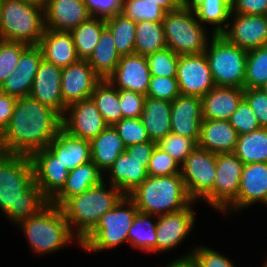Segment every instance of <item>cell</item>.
Returning a JSON list of instances; mask_svg holds the SVG:
<instances>
[{"instance_id": "35", "label": "cell", "mask_w": 267, "mask_h": 267, "mask_svg": "<svg viewBox=\"0 0 267 267\" xmlns=\"http://www.w3.org/2000/svg\"><path fill=\"white\" fill-rule=\"evenodd\" d=\"M235 155L244 163H267V128L238 136Z\"/></svg>"}, {"instance_id": "36", "label": "cell", "mask_w": 267, "mask_h": 267, "mask_svg": "<svg viewBox=\"0 0 267 267\" xmlns=\"http://www.w3.org/2000/svg\"><path fill=\"white\" fill-rule=\"evenodd\" d=\"M105 27V18L91 17L70 31L80 59L87 60L90 57Z\"/></svg>"}, {"instance_id": "12", "label": "cell", "mask_w": 267, "mask_h": 267, "mask_svg": "<svg viewBox=\"0 0 267 267\" xmlns=\"http://www.w3.org/2000/svg\"><path fill=\"white\" fill-rule=\"evenodd\" d=\"M244 163L234 152L216 154L213 208L222 213L238 196Z\"/></svg>"}, {"instance_id": "43", "label": "cell", "mask_w": 267, "mask_h": 267, "mask_svg": "<svg viewBox=\"0 0 267 267\" xmlns=\"http://www.w3.org/2000/svg\"><path fill=\"white\" fill-rule=\"evenodd\" d=\"M157 145L172 156L180 165L194 151L198 143L188 137L169 133Z\"/></svg>"}, {"instance_id": "31", "label": "cell", "mask_w": 267, "mask_h": 267, "mask_svg": "<svg viewBox=\"0 0 267 267\" xmlns=\"http://www.w3.org/2000/svg\"><path fill=\"white\" fill-rule=\"evenodd\" d=\"M90 143L92 162L104 174L126 149L123 140L112 125H108Z\"/></svg>"}, {"instance_id": "41", "label": "cell", "mask_w": 267, "mask_h": 267, "mask_svg": "<svg viewBox=\"0 0 267 267\" xmlns=\"http://www.w3.org/2000/svg\"><path fill=\"white\" fill-rule=\"evenodd\" d=\"M120 13L137 23L162 22L167 12L154 0H123Z\"/></svg>"}, {"instance_id": "53", "label": "cell", "mask_w": 267, "mask_h": 267, "mask_svg": "<svg viewBox=\"0 0 267 267\" xmlns=\"http://www.w3.org/2000/svg\"><path fill=\"white\" fill-rule=\"evenodd\" d=\"M231 13L267 16V0H231Z\"/></svg>"}, {"instance_id": "15", "label": "cell", "mask_w": 267, "mask_h": 267, "mask_svg": "<svg viewBox=\"0 0 267 267\" xmlns=\"http://www.w3.org/2000/svg\"><path fill=\"white\" fill-rule=\"evenodd\" d=\"M227 29L221 34L230 43L245 50L267 45L266 15H230Z\"/></svg>"}, {"instance_id": "16", "label": "cell", "mask_w": 267, "mask_h": 267, "mask_svg": "<svg viewBox=\"0 0 267 267\" xmlns=\"http://www.w3.org/2000/svg\"><path fill=\"white\" fill-rule=\"evenodd\" d=\"M267 201V163L244 164L237 198L223 211H241Z\"/></svg>"}, {"instance_id": "58", "label": "cell", "mask_w": 267, "mask_h": 267, "mask_svg": "<svg viewBox=\"0 0 267 267\" xmlns=\"http://www.w3.org/2000/svg\"><path fill=\"white\" fill-rule=\"evenodd\" d=\"M263 92L267 95V83H265L263 86L260 87Z\"/></svg>"}, {"instance_id": "3", "label": "cell", "mask_w": 267, "mask_h": 267, "mask_svg": "<svg viewBox=\"0 0 267 267\" xmlns=\"http://www.w3.org/2000/svg\"><path fill=\"white\" fill-rule=\"evenodd\" d=\"M106 186L104 180L100 185L69 198L61 206L78 244L95 228L101 216L113 209L124 196L112 184L109 185L110 189Z\"/></svg>"}, {"instance_id": "23", "label": "cell", "mask_w": 267, "mask_h": 267, "mask_svg": "<svg viewBox=\"0 0 267 267\" xmlns=\"http://www.w3.org/2000/svg\"><path fill=\"white\" fill-rule=\"evenodd\" d=\"M42 59L38 45H28L21 53L17 69L0 85V92L16 98L29 96Z\"/></svg>"}, {"instance_id": "54", "label": "cell", "mask_w": 267, "mask_h": 267, "mask_svg": "<svg viewBox=\"0 0 267 267\" xmlns=\"http://www.w3.org/2000/svg\"><path fill=\"white\" fill-rule=\"evenodd\" d=\"M16 102V97L0 92V135L4 132L10 122Z\"/></svg>"}, {"instance_id": "9", "label": "cell", "mask_w": 267, "mask_h": 267, "mask_svg": "<svg viewBox=\"0 0 267 267\" xmlns=\"http://www.w3.org/2000/svg\"><path fill=\"white\" fill-rule=\"evenodd\" d=\"M204 51L216 86L244 89L248 50L230 43L223 35L210 36Z\"/></svg>"}, {"instance_id": "4", "label": "cell", "mask_w": 267, "mask_h": 267, "mask_svg": "<svg viewBox=\"0 0 267 267\" xmlns=\"http://www.w3.org/2000/svg\"><path fill=\"white\" fill-rule=\"evenodd\" d=\"M128 196L139 212L165 215L187 208L194 201L188 195L181 174L148 176Z\"/></svg>"}, {"instance_id": "45", "label": "cell", "mask_w": 267, "mask_h": 267, "mask_svg": "<svg viewBox=\"0 0 267 267\" xmlns=\"http://www.w3.org/2000/svg\"><path fill=\"white\" fill-rule=\"evenodd\" d=\"M113 126L126 147L151 141L140 118H122Z\"/></svg>"}, {"instance_id": "8", "label": "cell", "mask_w": 267, "mask_h": 267, "mask_svg": "<svg viewBox=\"0 0 267 267\" xmlns=\"http://www.w3.org/2000/svg\"><path fill=\"white\" fill-rule=\"evenodd\" d=\"M162 23L167 47L179 56L200 54L207 49L210 41L207 29L187 2L179 9L166 13Z\"/></svg>"}, {"instance_id": "50", "label": "cell", "mask_w": 267, "mask_h": 267, "mask_svg": "<svg viewBox=\"0 0 267 267\" xmlns=\"http://www.w3.org/2000/svg\"><path fill=\"white\" fill-rule=\"evenodd\" d=\"M146 95L119 89V104L123 118H140Z\"/></svg>"}, {"instance_id": "10", "label": "cell", "mask_w": 267, "mask_h": 267, "mask_svg": "<svg viewBox=\"0 0 267 267\" xmlns=\"http://www.w3.org/2000/svg\"><path fill=\"white\" fill-rule=\"evenodd\" d=\"M157 142L146 141L126 147L107 170L110 184L128 195L147 177V167Z\"/></svg>"}, {"instance_id": "56", "label": "cell", "mask_w": 267, "mask_h": 267, "mask_svg": "<svg viewBox=\"0 0 267 267\" xmlns=\"http://www.w3.org/2000/svg\"><path fill=\"white\" fill-rule=\"evenodd\" d=\"M156 4L162 7L167 13L182 7L187 0H154Z\"/></svg>"}, {"instance_id": "38", "label": "cell", "mask_w": 267, "mask_h": 267, "mask_svg": "<svg viewBox=\"0 0 267 267\" xmlns=\"http://www.w3.org/2000/svg\"><path fill=\"white\" fill-rule=\"evenodd\" d=\"M135 34L136 54L147 56L167 47L162 22H137Z\"/></svg>"}, {"instance_id": "49", "label": "cell", "mask_w": 267, "mask_h": 267, "mask_svg": "<svg viewBox=\"0 0 267 267\" xmlns=\"http://www.w3.org/2000/svg\"><path fill=\"white\" fill-rule=\"evenodd\" d=\"M191 255L199 267H235L234 263L225 255L205 246H197Z\"/></svg>"}, {"instance_id": "30", "label": "cell", "mask_w": 267, "mask_h": 267, "mask_svg": "<svg viewBox=\"0 0 267 267\" xmlns=\"http://www.w3.org/2000/svg\"><path fill=\"white\" fill-rule=\"evenodd\" d=\"M140 119L150 140L158 143L171 133V102L146 96Z\"/></svg>"}, {"instance_id": "13", "label": "cell", "mask_w": 267, "mask_h": 267, "mask_svg": "<svg viewBox=\"0 0 267 267\" xmlns=\"http://www.w3.org/2000/svg\"><path fill=\"white\" fill-rule=\"evenodd\" d=\"M176 79L182 95L202 98L215 86L205 53L179 56Z\"/></svg>"}, {"instance_id": "25", "label": "cell", "mask_w": 267, "mask_h": 267, "mask_svg": "<svg viewBox=\"0 0 267 267\" xmlns=\"http://www.w3.org/2000/svg\"><path fill=\"white\" fill-rule=\"evenodd\" d=\"M46 148L68 171L92 161L90 141L73 136L63 128Z\"/></svg>"}, {"instance_id": "28", "label": "cell", "mask_w": 267, "mask_h": 267, "mask_svg": "<svg viewBox=\"0 0 267 267\" xmlns=\"http://www.w3.org/2000/svg\"><path fill=\"white\" fill-rule=\"evenodd\" d=\"M106 174L92 162L85 163L69 171L62 189L50 200V203L61 207L69 198L81 194L87 189L100 185Z\"/></svg>"}, {"instance_id": "11", "label": "cell", "mask_w": 267, "mask_h": 267, "mask_svg": "<svg viewBox=\"0 0 267 267\" xmlns=\"http://www.w3.org/2000/svg\"><path fill=\"white\" fill-rule=\"evenodd\" d=\"M180 174L191 199L195 203L199 198L204 199L213 207L216 153L197 146L180 165Z\"/></svg>"}, {"instance_id": "39", "label": "cell", "mask_w": 267, "mask_h": 267, "mask_svg": "<svg viewBox=\"0 0 267 267\" xmlns=\"http://www.w3.org/2000/svg\"><path fill=\"white\" fill-rule=\"evenodd\" d=\"M106 27L113 34L114 44L120 56L135 53L136 22L122 13L105 18Z\"/></svg>"}, {"instance_id": "14", "label": "cell", "mask_w": 267, "mask_h": 267, "mask_svg": "<svg viewBox=\"0 0 267 267\" xmlns=\"http://www.w3.org/2000/svg\"><path fill=\"white\" fill-rule=\"evenodd\" d=\"M108 125L91 98L77 101L66 108L62 128L69 134L91 141Z\"/></svg>"}, {"instance_id": "32", "label": "cell", "mask_w": 267, "mask_h": 267, "mask_svg": "<svg viewBox=\"0 0 267 267\" xmlns=\"http://www.w3.org/2000/svg\"><path fill=\"white\" fill-rule=\"evenodd\" d=\"M196 18L203 24L214 25L212 34H222L228 27L231 0H187Z\"/></svg>"}, {"instance_id": "34", "label": "cell", "mask_w": 267, "mask_h": 267, "mask_svg": "<svg viewBox=\"0 0 267 267\" xmlns=\"http://www.w3.org/2000/svg\"><path fill=\"white\" fill-rule=\"evenodd\" d=\"M107 125H114L123 118L119 104V89L107 79L101 80L90 97Z\"/></svg>"}, {"instance_id": "48", "label": "cell", "mask_w": 267, "mask_h": 267, "mask_svg": "<svg viewBox=\"0 0 267 267\" xmlns=\"http://www.w3.org/2000/svg\"><path fill=\"white\" fill-rule=\"evenodd\" d=\"M176 77L151 76L146 96L172 102L180 96Z\"/></svg>"}, {"instance_id": "18", "label": "cell", "mask_w": 267, "mask_h": 267, "mask_svg": "<svg viewBox=\"0 0 267 267\" xmlns=\"http://www.w3.org/2000/svg\"><path fill=\"white\" fill-rule=\"evenodd\" d=\"M196 217L192 204L187 208L157 216L156 252L170 251L192 231Z\"/></svg>"}, {"instance_id": "33", "label": "cell", "mask_w": 267, "mask_h": 267, "mask_svg": "<svg viewBox=\"0 0 267 267\" xmlns=\"http://www.w3.org/2000/svg\"><path fill=\"white\" fill-rule=\"evenodd\" d=\"M121 56L116 50L113 34L105 27L93 53L87 59L95 73L102 79H107L116 69Z\"/></svg>"}, {"instance_id": "7", "label": "cell", "mask_w": 267, "mask_h": 267, "mask_svg": "<svg viewBox=\"0 0 267 267\" xmlns=\"http://www.w3.org/2000/svg\"><path fill=\"white\" fill-rule=\"evenodd\" d=\"M3 40L38 45L44 35L45 10L20 0H0Z\"/></svg>"}, {"instance_id": "55", "label": "cell", "mask_w": 267, "mask_h": 267, "mask_svg": "<svg viewBox=\"0 0 267 267\" xmlns=\"http://www.w3.org/2000/svg\"><path fill=\"white\" fill-rule=\"evenodd\" d=\"M166 267H199L191 252L170 262Z\"/></svg>"}, {"instance_id": "42", "label": "cell", "mask_w": 267, "mask_h": 267, "mask_svg": "<svg viewBox=\"0 0 267 267\" xmlns=\"http://www.w3.org/2000/svg\"><path fill=\"white\" fill-rule=\"evenodd\" d=\"M151 76L176 77L179 55L168 47L146 56Z\"/></svg>"}, {"instance_id": "19", "label": "cell", "mask_w": 267, "mask_h": 267, "mask_svg": "<svg viewBox=\"0 0 267 267\" xmlns=\"http://www.w3.org/2000/svg\"><path fill=\"white\" fill-rule=\"evenodd\" d=\"M30 159L34 182L51 200L64 186L69 171L47 148L34 151Z\"/></svg>"}, {"instance_id": "26", "label": "cell", "mask_w": 267, "mask_h": 267, "mask_svg": "<svg viewBox=\"0 0 267 267\" xmlns=\"http://www.w3.org/2000/svg\"><path fill=\"white\" fill-rule=\"evenodd\" d=\"M243 98L242 88L215 85L201 98L203 119L228 120Z\"/></svg>"}, {"instance_id": "47", "label": "cell", "mask_w": 267, "mask_h": 267, "mask_svg": "<svg viewBox=\"0 0 267 267\" xmlns=\"http://www.w3.org/2000/svg\"><path fill=\"white\" fill-rule=\"evenodd\" d=\"M228 121L236 130L238 136L261 128L257 117L254 115L253 110L245 98L241 100Z\"/></svg>"}, {"instance_id": "24", "label": "cell", "mask_w": 267, "mask_h": 267, "mask_svg": "<svg viewBox=\"0 0 267 267\" xmlns=\"http://www.w3.org/2000/svg\"><path fill=\"white\" fill-rule=\"evenodd\" d=\"M44 10L46 29L54 31L70 32L92 17L84 0H48Z\"/></svg>"}, {"instance_id": "37", "label": "cell", "mask_w": 267, "mask_h": 267, "mask_svg": "<svg viewBox=\"0 0 267 267\" xmlns=\"http://www.w3.org/2000/svg\"><path fill=\"white\" fill-rule=\"evenodd\" d=\"M156 219L155 215L138 212L128 231V244L132 248L156 253Z\"/></svg>"}, {"instance_id": "17", "label": "cell", "mask_w": 267, "mask_h": 267, "mask_svg": "<svg viewBox=\"0 0 267 267\" xmlns=\"http://www.w3.org/2000/svg\"><path fill=\"white\" fill-rule=\"evenodd\" d=\"M101 80L87 60L80 59L62 68L61 92L64 104L68 107L77 101L89 99Z\"/></svg>"}, {"instance_id": "51", "label": "cell", "mask_w": 267, "mask_h": 267, "mask_svg": "<svg viewBox=\"0 0 267 267\" xmlns=\"http://www.w3.org/2000/svg\"><path fill=\"white\" fill-rule=\"evenodd\" d=\"M244 98L249 103L260 127L267 128V95L261 88L244 89Z\"/></svg>"}, {"instance_id": "60", "label": "cell", "mask_w": 267, "mask_h": 267, "mask_svg": "<svg viewBox=\"0 0 267 267\" xmlns=\"http://www.w3.org/2000/svg\"><path fill=\"white\" fill-rule=\"evenodd\" d=\"M262 267H267V260H266V262L264 263V265Z\"/></svg>"}, {"instance_id": "22", "label": "cell", "mask_w": 267, "mask_h": 267, "mask_svg": "<svg viewBox=\"0 0 267 267\" xmlns=\"http://www.w3.org/2000/svg\"><path fill=\"white\" fill-rule=\"evenodd\" d=\"M202 120L201 97L181 94L171 102L172 133L192 138L198 143Z\"/></svg>"}, {"instance_id": "46", "label": "cell", "mask_w": 267, "mask_h": 267, "mask_svg": "<svg viewBox=\"0 0 267 267\" xmlns=\"http://www.w3.org/2000/svg\"><path fill=\"white\" fill-rule=\"evenodd\" d=\"M180 173V164L156 145L149 159L148 176H171Z\"/></svg>"}, {"instance_id": "29", "label": "cell", "mask_w": 267, "mask_h": 267, "mask_svg": "<svg viewBox=\"0 0 267 267\" xmlns=\"http://www.w3.org/2000/svg\"><path fill=\"white\" fill-rule=\"evenodd\" d=\"M238 134L228 120L203 119L198 147L213 153L234 152Z\"/></svg>"}, {"instance_id": "6", "label": "cell", "mask_w": 267, "mask_h": 267, "mask_svg": "<svg viewBox=\"0 0 267 267\" xmlns=\"http://www.w3.org/2000/svg\"><path fill=\"white\" fill-rule=\"evenodd\" d=\"M139 210L134 201L124 195L115 207L103 214L95 228L80 242L87 252H100L128 243V231Z\"/></svg>"}, {"instance_id": "40", "label": "cell", "mask_w": 267, "mask_h": 267, "mask_svg": "<svg viewBox=\"0 0 267 267\" xmlns=\"http://www.w3.org/2000/svg\"><path fill=\"white\" fill-rule=\"evenodd\" d=\"M267 83V45L248 50L244 89Z\"/></svg>"}, {"instance_id": "21", "label": "cell", "mask_w": 267, "mask_h": 267, "mask_svg": "<svg viewBox=\"0 0 267 267\" xmlns=\"http://www.w3.org/2000/svg\"><path fill=\"white\" fill-rule=\"evenodd\" d=\"M62 68L42 59L29 96L64 115L67 106L61 92Z\"/></svg>"}, {"instance_id": "52", "label": "cell", "mask_w": 267, "mask_h": 267, "mask_svg": "<svg viewBox=\"0 0 267 267\" xmlns=\"http://www.w3.org/2000/svg\"><path fill=\"white\" fill-rule=\"evenodd\" d=\"M92 17L108 18L120 13L123 0H84Z\"/></svg>"}, {"instance_id": "5", "label": "cell", "mask_w": 267, "mask_h": 267, "mask_svg": "<svg viewBox=\"0 0 267 267\" xmlns=\"http://www.w3.org/2000/svg\"><path fill=\"white\" fill-rule=\"evenodd\" d=\"M36 254H52L76 238L61 207L49 204L40 213L18 224Z\"/></svg>"}, {"instance_id": "2", "label": "cell", "mask_w": 267, "mask_h": 267, "mask_svg": "<svg viewBox=\"0 0 267 267\" xmlns=\"http://www.w3.org/2000/svg\"><path fill=\"white\" fill-rule=\"evenodd\" d=\"M50 200L34 182L30 156L0 152V209L17 225L40 213Z\"/></svg>"}, {"instance_id": "27", "label": "cell", "mask_w": 267, "mask_h": 267, "mask_svg": "<svg viewBox=\"0 0 267 267\" xmlns=\"http://www.w3.org/2000/svg\"><path fill=\"white\" fill-rule=\"evenodd\" d=\"M38 47L41 49L44 60L61 68L80 60L70 32L46 29Z\"/></svg>"}, {"instance_id": "20", "label": "cell", "mask_w": 267, "mask_h": 267, "mask_svg": "<svg viewBox=\"0 0 267 267\" xmlns=\"http://www.w3.org/2000/svg\"><path fill=\"white\" fill-rule=\"evenodd\" d=\"M151 74L146 56H121L116 69L107 80L117 89L131 90L146 95Z\"/></svg>"}, {"instance_id": "59", "label": "cell", "mask_w": 267, "mask_h": 267, "mask_svg": "<svg viewBox=\"0 0 267 267\" xmlns=\"http://www.w3.org/2000/svg\"><path fill=\"white\" fill-rule=\"evenodd\" d=\"M3 40V37H2V32H1V24H0V41Z\"/></svg>"}, {"instance_id": "57", "label": "cell", "mask_w": 267, "mask_h": 267, "mask_svg": "<svg viewBox=\"0 0 267 267\" xmlns=\"http://www.w3.org/2000/svg\"><path fill=\"white\" fill-rule=\"evenodd\" d=\"M20 1L39 6L43 9H45L48 2V0H20Z\"/></svg>"}, {"instance_id": "1", "label": "cell", "mask_w": 267, "mask_h": 267, "mask_svg": "<svg viewBox=\"0 0 267 267\" xmlns=\"http://www.w3.org/2000/svg\"><path fill=\"white\" fill-rule=\"evenodd\" d=\"M62 128V116L31 96L17 98L14 112L0 135V152L30 156L46 148Z\"/></svg>"}, {"instance_id": "44", "label": "cell", "mask_w": 267, "mask_h": 267, "mask_svg": "<svg viewBox=\"0 0 267 267\" xmlns=\"http://www.w3.org/2000/svg\"><path fill=\"white\" fill-rule=\"evenodd\" d=\"M27 46L23 42L0 41V85L17 69L21 53Z\"/></svg>"}]
</instances>
